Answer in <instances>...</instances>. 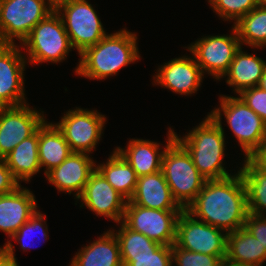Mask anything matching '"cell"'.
<instances>
[{"label":"cell","mask_w":266,"mask_h":266,"mask_svg":"<svg viewBox=\"0 0 266 266\" xmlns=\"http://www.w3.org/2000/svg\"><path fill=\"white\" fill-rule=\"evenodd\" d=\"M186 211L226 233L243 228L248 207L246 186L240 171L223 179L206 180Z\"/></svg>","instance_id":"1"},{"label":"cell","mask_w":266,"mask_h":266,"mask_svg":"<svg viewBox=\"0 0 266 266\" xmlns=\"http://www.w3.org/2000/svg\"><path fill=\"white\" fill-rule=\"evenodd\" d=\"M137 39L136 33L126 28L107 34L79 54L80 61L75 73L92 80L117 75L120 69L140 59Z\"/></svg>","instance_id":"2"},{"label":"cell","mask_w":266,"mask_h":266,"mask_svg":"<svg viewBox=\"0 0 266 266\" xmlns=\"http://www.w3.org/2000/svg\"><path fill=\"white\" fill-rule=\"evenodd\" d=\"M223 129L221 119L208 114L185 136L179 137L175 132V139L187 150L195 167L207 180L232 176L223 164L226 147Z\"/></svg>","instance_id":"3"},{"label":"cell","mask_w":266,"mask_h":266,"mask_svg":"<svg viewBox=\"0 0 266 266\" xmlns=\"http://www.w3.org/2000/svg\"><path fill=\"white\" fill-rule=\"evenodd\" d=\"M167 133L161 170L174 200L183 210H186L195 200L207 179L199 173L190 154L175 139L174 130L169 127Z\"/></svg>","instance_id":"4"},{"label":"cell","mask_w":266,"mask_h":266,"mask_svg":"<svg viewBox=\"0 0 266 266\" xmlns=\"http://www.w3.org/2000/svg\"><path fill=\"white\" fill-rule=\"evenodd\" d=\"M30 64L59 63L68 57L72 46L60 15L54 10L41 20L21 43Z\"/></svg>","instance_id":"5"},{"label":"cell","mask_w":266,"mask_h":266,"mask_svg":"<svg viewBox=\"0 0 266 266\" xmlns=\"http://www.w3.org/2000/svg\"><path fill=\"white\" fill-rule=\"evenodd\" d=\"M219 97L220 107L214 108L209 114L214 119L221 120L222 114L225 116L229 128L245 153V159H249L266 137V123L239 96Z\"/></svg>","instance_id":"6"},{"label":"cell","mask_w":266,"mask_h":266,"mask_svg":"<svg viewBox=\"0 0 266 266\" xmlns=\"http://www.w3.org/2000/svg\"><path fill=\"white\" fill-rule=\"evenodd\" d=\"M54 9L50 0H0V43H21Z\"/></svg>","instance_id":"7"},{"label":"cell","mask_w":266,"mask_h":266,"mask_svg":"<svg viewBox=\"0 0 266 266\" xmlns=\"http://www.w3.org/2000/svg\"><path fill=\"white\" fill-rule=\"evenodd\" d=\"M55 11L60 15L70 44L78 54L107 35L94 7L87 0L64 3Z\"/></svg>","instance_id":"8"},{"label":"cell","mask_w":266,"mask_h":266,"mask_svg":"<svg viewBox=\"0 0 266 266\" xmlns=\"http://www.w3.org/2000/svg\"><path fill=\"white\" fill-rule=\"evenodd\" d=\"M231 32L229 35H208L186 47L194 56L203 75L209 74L220 81L228 71L236 52L242 46L234 25Z\"/></svg>","instance_id":"9"},{"label":"cell","mask_w":266,"mask_h":266,"mask_svg":"<svg viewBox=\"0 0 266 266\" xmlns=\"http://www.w3.org/2000/svg\"><path fill=\"white\" fill-rule=\"evenodd\" d=\"M106 121V117L95 109L76 107L66 111L59 122L54 124L63 134L72 152L90 154L104 134Z\"/></svg>","instance_id":"10"},{"label":"cell","mask_w":266,"mask_h":266,"mask_svg":"<svg viewBox=\"0 0 266 266\" xmlns=\"http://www.w3.org/2000/svg\"><path fill=\"white\" fill-rule=\"evenodd\" d=\"M183 210H157L126 202L122 223L162 245L172 246L176 239V226Z\"/></svg>","instance_id":"11"},{"label":"cell","mask_w":266,"mask_h":266,"mask_svg":"<svg viewBox=\"0 0 266 266\" xmlns=\"http://www.w3.org/2000/svg\"><path fill=\"white\" fill-rule=\"evenodd\" d=\"M175 245L188 251L226 257L227 233L183 210L177 220Z\"/></svg>","instance_id":"12"},{"label":"cell","mask_w":266,"mask_h":266,"mask_svg":"<svg viewBox=\"0 0 266 266\" xmlns=\"http://www.w3.org/2000/svg\"><path fill=\"white\" fill-rule=\"evenodd\" d=\"M41 112L29 107L28 103L0 107V158L4 159L16 145L38 130L46 120Z\"/></svg>","instance_id":"13"},{"label":"cell","mask_w":266,"mask_h":266,"mask_svg":"<svg viewBox=\"0 0 266 266\" xmlns=\"http://www.w3.org/2000/svg\"><path fill=\"white\" fill-rule=\"evenodd\" d=\"M20 48L18 44H0V107L27 103L24 71L28 62Z\"/></svg>","instance_id":"14"},{"label":"cell","mask_w":266,"mask_h":266,"mask_svg":"<svg viewBox=\"0 0 266 266\" xmlns=\"http://www.w3.org/2000/svg\"><path fill=\"white\" fill-rule=\"evenodd\" d=\"M96 216H104L116 223L122 222L127 200L95 169L82 194L77 198ZM84 204V205H83Z\"/></svg>","instance_id":"15"},{"label":"cell","mask_w":266,"mask_h":266,"mask_svg":"<svg viewBox=\"0 0 266 266\" xmlns=\"http://www.w3.org/2000/svg\"><path fill=\"white\" fill-rule=\"evenodd\" d=\"M159 67L153 76V85H161L174 93L190 96L201 87L204 75L193 55L176 57Z\"/></svg>","instance_id":"16"},{"label":"cell","mask_w":266,"mask_h":266,"mask_svg":"<svg viewBox=\"0 0 266 266\" xmlns=\"http://www.w3.org/2000/svg\"><path fill=\"white\" fill-rule=\"evenodd\" d=\"M96 169V162L88 153L72 152L59 166L45 176L59 192L71 194L77 199L83 192L90 175Z\"/></svg>","instance_id":"17"},{"label":"cell","mask_w":266,"mask_h":266,"mask_svg":"<svg viewBox=\"0 0 266 266\" xmlns=\"http://www.w3.org/2000/svg\"><path fill=\"white\" fill-rule=\"evenodd\" d=\"M35 195L19 186L9 194L0 195V230L9 238L37 211Z\"/></svg>","instance_id":"18"},{"label":"cell","mask_w":266,"mask_h":266,"mask_svg":"<svg viewBox=\"0 0 266 266\" xmlns=\"http://www.w3.org/2000/svg\"><path fill=\"white\" fill-rule=\"evenodd\" d=\"M129 201L149 209L183 210L174 200L162 170L138 177Z\"/></svg>","instance_id":"19"},{"label":"cell","mask_w":266,"mask_h":266,"mask_svg":"<svg viewBox=\"0 0 266 266\" xmlns=\"http://www.w3.org/2000/svg\"><path fill=\"white\" fill-rule=\"evenodd\" d=\"M69 266H123L120 245L114 232L109 229L92 243L81 247Z\"/></svg>","instance_id":"20"},{"label":"cell","mask_w":266,"mask_h":266,"mask_svg":"<svg viewBox=\"0 0 266 266\" xmlns=\"http://www.w3.org/2000/svg\"><path fill=\"white\" fill-rule=\"evenodd\" d=\"M265 69L266 61L255 54H248L241 46L222 79L227 77L226 83L239 94L245 89L258 86Z\"/></svg>","instance_id":"21"},{"label":"cell","mask_w":266,"mask_h":266,"mask_svg":"<svg viewBox=\"0 0 266 266\" xmlns=\"http://www.w3.org/2000/svg\"><path fill=\"white\" fill-rule=\"evenodd\" d=\"M126 146V149L121 147L115 149L126 159L138 177L161 170L165 148L162 150L159 143L132 138Z\"/></svg>","instance_id":"22"},{"label":"cell","mask_w":266,"mask_h":266,"mask_svg":"<svg viewBox=\"0 0 266 266\" xmlns=\"http://www.w3.org/2000/svg\"><path fill=\"white\" fill-rule=\"evenodd\" d=\"M72 153L69 144L54 123L47 120L39 127L38 155L46 175Z\"/></svg>","instance_id":"23"},{"label":"cell","mask_w":266,"mask_h":266,"mask_svg":"<svg viewBox=\"0 0 266 266\" xmlns=\"http://www.w3.org/2000/svg\"><path fill=\"white\" fill-rule=\"evenodd\" d=\"M38 142L39 128L32 136L16 145L4 158L7 167L19 183L22 181L29 183L30 179L41 170Z\"/></svg>","instance_id":"24"},{"label":"cell","mask_w":266,"mask_h":266,"mask_svg":"<svg viewBox=\"0 0 266 266\" xmlns=\"http://www.w3.org/2000/svg\"><path fill=\"white\" fill-rule=\"evenodd\" d=\"M249 266H263L266 249L244 227L227 233L226 257Z\"/></svg>","instance_id":"25"},{"label":"cell","mask_w":266,"mask_h":266,"mask_svg":"<svg viewBox=\"0 0 266 266\" xmlns=\"http://www.w3.org/2000/svg\"><path fill=\"white\" fill-rule=\"evenodd\" d=\"M108 160V161H107ZM106 163L96 165V169L127 201L132 197L138 176L126 159L114 149Z\"/></svg>","instance_id":"26"},{"label":"cell","mask_w":266,"mask_h":266,"mask_svg":"<svg viewBox=\"0 0 266 266\" xmlns=\"http://www.w3.org/2000/svg\"><path fill=\"white\" fill-rule=\"evenodd\" d=\"M240 174L247 191L248 212L266 215V169H260L249 159H245Z\"/></svg>","instance_id":"27"},{"label":"cell","mask_w":266,"mask_h":266,"mask_svg":"<svg viewBox=\"0 0 266 266\" xmlns=\"http://www.w3.org/2000/svg\"><path fill=\"white\" fill-rule=\"evenodd\" d=\"M234 27L237 30L241 45L253 48L266 46V6L258 5L243 16Z\"/></svg>","instance_id":"28"},{"label":"cell","mask_w":266,"mask_h":266,"mask_svg":"<svg viewBox=\"0 0 266 266\" xmlns=\"http://www.w3.org/2000/svg\"><path fill=\"white\" fill-rule=\"evenodd\" d=\"M121 223V224H120ZM120 229L112 231L120 245V255L153 254L162 244L149 239L142 233L131 230L122 222L117 223Z\"/></svg>","instance_id":"29"},{"label":"cell","mask_w":266,"mask_h":266,"mask_svg":"<svg viewBox=\"0 0 266 266\" xmlns=\"http://www.w3.org/2000/svg\"><path fill=\"white\" fill-rule=\"evenodd\" d=\"M209 4L223 21L234 20L233 25L258 6L257 0H211Z\"/></svg>","instance_id":"30"},{"label":"cell","mask_w":266,"mask_h":266,"mask_svg":"<svg viewBox=\"0 0 266 266\" xmlns=\"http://www.w3.org/2000/svg\"><path fill=\"white\" fill-rule=\"evenodd\" d=\"M123 266H172V246L161 245L153 254L120 255Z\"/></svg>","instance_id":"31"},{"label":"cell","mask_w":266,"mask_h":266,"mask_svg":"<svg viewBox=\"0 0 266 266\" xmlns=\"http://www.w3.org/2000/svg\"><path fill=\"white\" fill-rule=\"evenodd\" d=\"M38 231L41 234L40 236L47 240L48 227L45 221V215L42 214L39 210H37L35 214L27 222H25L10 238L20 244V249L27 251L30 249V247H33L32 244H28L27 242L31 239L32 234L34 232L38 233Z\"/></svg>","instance_id":"32"},{"label":"cell","mask_w":266,"mask_h":266,"mask_svg":"<svg viewBox=\"0 0 266 266\" xmlns=\"http://www.w3.org/2000/svg\"><path fill=\"white\" fill-rule=\"evenodd\" d=\"M222 260L219 256L192 252L172 245V266H219Z\"/></svg>","instance_id":"33"},{"label":"cell","mask_w":266,"mask_h":266,"mask_svg":"<svg viewBox=\"0 0 266 266\" xmlns=\"http://www.w3.org/2000/svg\"><path fill=\"white\" fill-rule=\"evenodd\" d=\"M238 95L266 123V91L256 86L245 89Z\"/></svg>","instance_id":"34"},{"label":"cell","mask_w":266,"mask_h":266,"mask_svg":"<svg viewBox=\"0 0 266 266\" xmlns=\"http://www.w3.org/2000/svg\"><path fill=\"white\" fill-rule=\"evenodd\" d=\"M244 228L266 249V216L248 212Z\"/></svg>","instance_id":"35"},{"label":"cell","mask_w":266,"mask_h":266,"mask_svg":"<svg viewBox=\"0 0 266 266\" xmlns=\"http://www.w3.org/2000/svg\"><path fill=\"white\" fill-rule=\"evenodd\" d=\"M19 186H21V183L15 179L7 167L5 159L0 158V195L12 193Z\"/></svg>","instance_id":"36"},{"label":"cell","mask_w":266,"mask_h":266,"mask_svg":"<svg viewBox=\"0 0 266 266\" xmlns=\"http://www.w3.org/2000/svg\"><path fill=\"white\" fill-rule=\"evenodd\" d=\"M13 246L8 240L3 247H0V266H19Z\"/></svg>","instance_id":"37"},{"label":"cell","mask_w":266,"mask_h":266,"mask_svg":"<svg viewBox=\"0 0 266 266\" xmlns=\"http://www.w3.org/2000/svg\"><path fill=\"white\" fill-rule=\"evenodd\" d=\"M249 160L258 168L266 169V137L259 148L249 157Z\"/></svg>","instance_id":"38"},{"label":"cell","mask_w":266,"mask_h":266,"mask_svg":"<svg viewBox=\"0 0 266 266\" xmlns=\"http://www.w3.org/2000/svg\"><path fill=\"white\" fill-rule=\"evenodd\" d=\"M219 266H249V265H244L241 263L233 262L228 260L227 258H224Z\"/></svg>","instance_id":"39"},{"label":"cell","mask_w":266,"mask_h":266,"mask_svg":"<svg viewBox=\"0 0 266 266\" xmlns=\"http://www.w3.org/2000/svg\"><path fill=\"white\" fill-rule=\"evenodd\" d=\"M71 1H79V0H50L51 5L53 7V9L55 10L58 6L67 3V2H71Z\"/></svg>","instance_id":"40"},{"label":"cell","mask_w":266,"mask_h":266,"mask_svg":"<svg viewBox=\"0 0 266 266\" xmlns=\"http://www.w3.org/2000/svg\"><path fill=\"white\" fill-rule=\"evenodd\" d=\"M262 90L266 91V69L263 76L261 77L260 83L258 85Z\"/></svg>","instance_id":"41"},{"label":"cell","mask_w":266,"mask_h":266,"mask_svg":"<svg viewBox=\"0 0 266 266\" xmlns=\"http://www.w3.org/2000/svg\"><path fill=\"white\" fill-rule=\"evenodd\" d=\"M258 5L266 6V0H257Z\"/></svg>","instance_id":"42"}]
</instances>
